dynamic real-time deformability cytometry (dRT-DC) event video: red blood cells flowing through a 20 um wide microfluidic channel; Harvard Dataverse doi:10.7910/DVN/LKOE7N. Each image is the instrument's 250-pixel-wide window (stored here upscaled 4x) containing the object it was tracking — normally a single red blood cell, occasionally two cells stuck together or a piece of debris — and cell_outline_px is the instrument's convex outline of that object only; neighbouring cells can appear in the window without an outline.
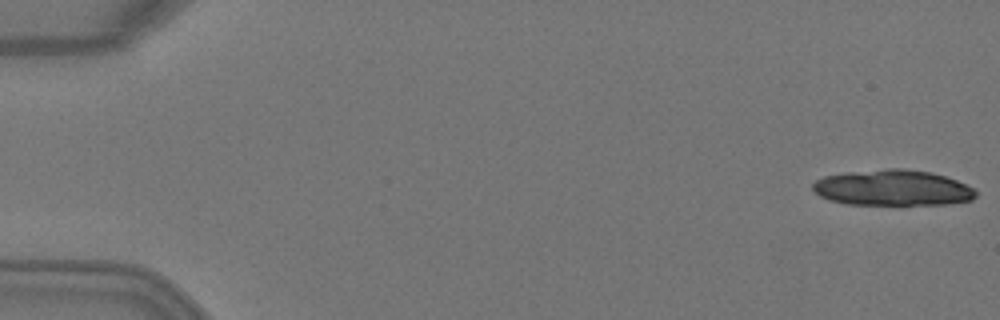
{"species": "Egyptian fruit bat (a non-hibernating species)", "species_latin": "Rousettus aegyptiacus", "temperature_condition": "warm", "stored_images_in_passage": 6, "camera_frame_rate_fps": 3000, "um_per_image_px": 0.085, "animal": {"sex": "female"}, "frame": {"image": 1, "passage_image": 1, "time_ms": 0.0, "image_size_px": [1000, 320], "cell_outline_px": [[976, 196], [972, 200], [948, 204], [900, 208], [848, 204], [828, 200], [820, 196], [812, 188], [812, 184], [816, 180], [824, 176], [848, 172], [888, 168], [904, 168], [932, 172], [956, 180], [972, 188], [976, 192]], "centroid_in_image_um": [75.88, 16.02], "position_along_channel_um": 9.1, "area_um2": 35.37}}